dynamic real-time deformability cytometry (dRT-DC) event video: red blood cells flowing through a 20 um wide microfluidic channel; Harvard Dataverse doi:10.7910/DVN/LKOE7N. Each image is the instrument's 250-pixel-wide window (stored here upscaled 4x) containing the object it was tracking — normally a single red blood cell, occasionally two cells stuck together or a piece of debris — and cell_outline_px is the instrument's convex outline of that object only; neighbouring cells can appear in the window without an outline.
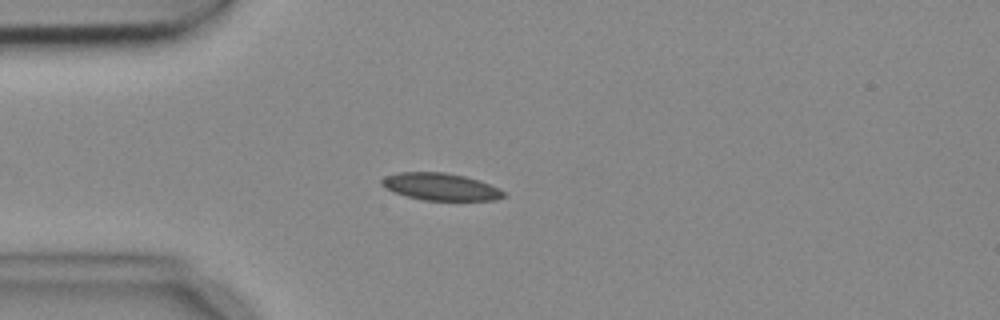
{"species": "common noctule bat (a hibernating species)", "species_latin": "Nyctalus noctula", "temperature_condition": "cold", "stored_images_in_passage": 2, "camera_frame_rate_fps": 3000, "um_per_image_px": 0.085, "animal": {"sex": "female", "body_mass_g": 18.4}, "frame": {"image": 1, "passage_image": 2, "time_ms": 0.333, "image_size_px": [1000, 320], "cell_outline_px": [[508, 196], [496, 200], [424, 200], [408, 196], [396, 192], [380, 184], [380, 180], [384, 176], [400, 172], [444, 172], [464, 176], [480, 180], [500, 188]], "centroid_in_image_um": [37.5, 15.86], "position_along_channel_um": 47.5, "area_um2": 19.31}}